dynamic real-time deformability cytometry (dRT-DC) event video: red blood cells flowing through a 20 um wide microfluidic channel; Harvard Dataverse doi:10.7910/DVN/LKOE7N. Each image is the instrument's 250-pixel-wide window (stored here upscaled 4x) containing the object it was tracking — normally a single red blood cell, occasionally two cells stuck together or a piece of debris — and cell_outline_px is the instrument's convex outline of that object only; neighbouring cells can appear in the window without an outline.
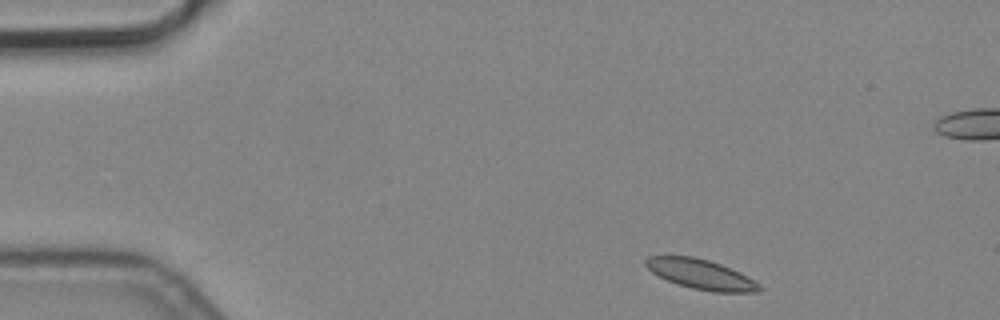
{"species": "common noctule bat (a hibernating species)", "species_latin": "Nyctalus noctula", "temperature_condition": "cold", "stored_images_in_passage": 14, "camera_frame_rate_fps": 3000, "um_per_image_px": 0.085, "animal": {"sex": "male", "body_mass_g": 19.2, "forearm_length_mm": 51.8}, "frame": {"image": 1, "passage_image": 1, "time_ms": 0.0, "image_size_px": [1000, 320], "cell_outline_px": [[764, 288], [760, 292], [712, 292], [692, 288], [676, 284], [652, 272], [644, 264], [644, 260], [648, 256], [696, 256], [732, 268], [748, 276], [760, 284]], "centroid_in_image_um": [59.62, 23.32], "position_along_channel_um": 25.4, "area_um2": 19.94}}
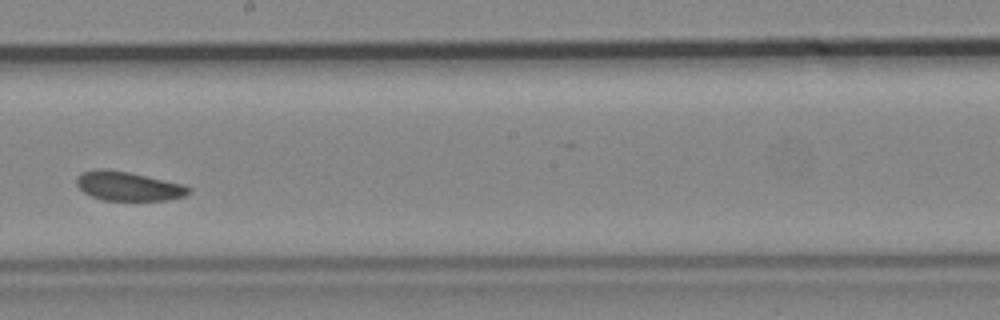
{"frame": {"image": 2, "passage_image": 7, "time_ms": 2.0, "image_size_px": [1000, 320], "cell_outline_px": [[192, 192], [184, 196], [168, 200], [104, 200], [92, 196], [84, 192], [76, 184], [76, 176], [80, 172], [96, 168], [108, 168], [128, 172], [184, 184], [192, 188]], "centroid_in_image_um": [10.89, 15.81], "position_along_channel_um": 237.3, "area_um2": 19.25}}
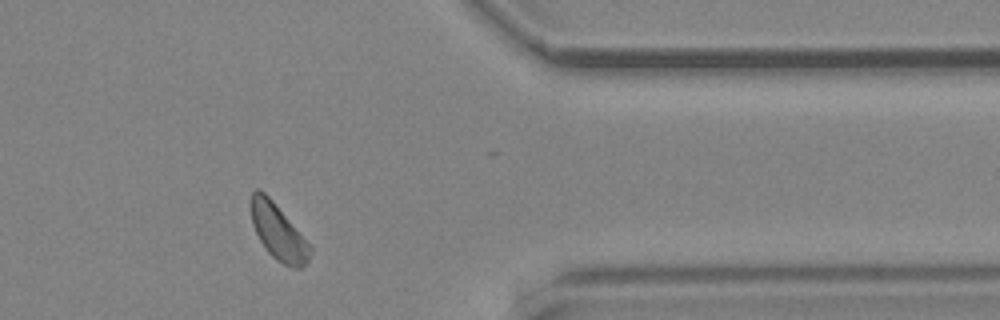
{"frame": {"image": 3, "passage_image": 11, "time_ms": 3.333, "image_size_px": [1000, 320], "cell_outline_px": [[312, 252], [308, 260], [300, 268], [292, 268], [276, 260], [268, 252], [260, 240], [252, 224], [252, 192], [256, 188], [264, 192], [272, 200], [312, 248]], "centroid_in_image_um": [23.65, 19.75], "position_along_channel_um": 387.7, "area_um2": 18.55}}